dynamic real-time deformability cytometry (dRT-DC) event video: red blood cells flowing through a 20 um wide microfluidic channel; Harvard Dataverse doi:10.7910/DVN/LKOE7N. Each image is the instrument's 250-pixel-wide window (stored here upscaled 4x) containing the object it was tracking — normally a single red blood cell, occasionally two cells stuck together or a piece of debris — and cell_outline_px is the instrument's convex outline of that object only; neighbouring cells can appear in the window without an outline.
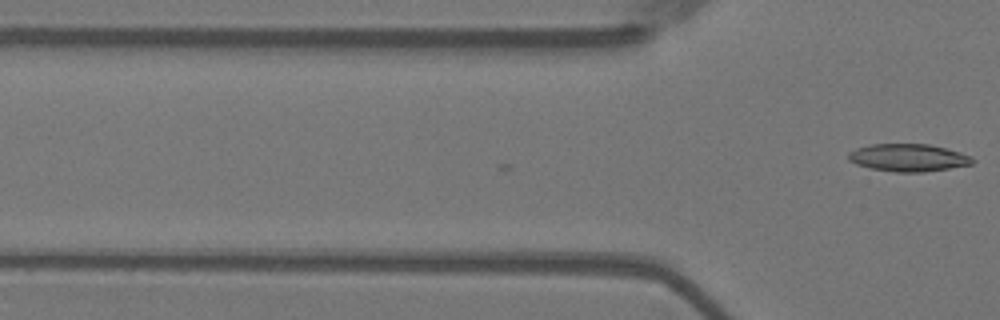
{"species": "Egyptian fruit bat (a non-hibernating species)", "species_latin": "Rousettus aegyptiacus", "temperature_condition": "warm", "stored_images_in_passage": 2, "camera_frame_rate_fps": 3000, "um_per_image_px": 0.085, "animal": {"sex": "female"}, "frame": {"image": 1, "passage_image": 2, "time_ms": 0.333, "image_size_px": [1000, 320], "cell_outline_px": [[972, 164], [924, 172], [896, 172], [872, 168], [856, 164], [848, 160], [848, 152], [856, 148], [868, 144], [928, 144], [960, 152], [972, 156]], "centroid_in_image_um": [77.16, 13.39], "position_along_channel_um": 48.6, "area_um2": 19.77}}